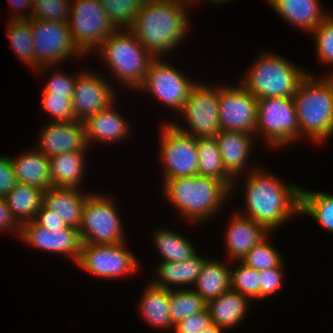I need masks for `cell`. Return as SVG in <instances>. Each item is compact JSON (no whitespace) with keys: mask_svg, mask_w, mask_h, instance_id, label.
Wrapping results in <instances>:
<instances>
[{"mask_svg":"<svg viewBox=\"0 0 333 333\" xmlns=\"http://www.w3.org/2000/svg\"><path fill=\"white\" fill-rule=\"evenodd\" d=\"M245 183L244 201L247 211L238 213L263 225L269 232L290 220L293 215L300 214L301 187L286 184L265 169L253 166Z\"/></svg>","mask_w":333,"mask_h":333,"instance_id":"obj_1","label":"cell"},{"mask_svg":"<svg viewBox=\"0 0 333 333\" xmlns=\"http://www.w3.org/2000/svg\"><path fill=\"white\" fill-rule=\"evenodd\" d=\"M188 4L183 0H146L142 5L130 30L154 58L178 47L188 34Z\"/></svg>","mask_w":333,"mask_h":333,"instance_id":"obj_2","label":"cell"},{"mask_svg":"<svg viewBox=\"0 0 333 333\" xmlns=\"http://www.w3.org/2000/svg\"><path fill=\"white\" fill-rule=\"evenodd\" d=\"M162 184L166 200L193 223L210 219L231 195L223 181L199 175L165 179Z\"/></svg>","mask_w":333,"mask_h":333,"instance_id":"obj_3","label":"cell"},{"mask_svg":"<svg viewBox=\"0 0 333 333\" xmlns=\"http://www.w3.org/2000/svg\"><path fill=\"white\" fill-rule=\"evenodd\" d=\"M323 76L309 72L293 95L299 139L306 136L317 144L333 135V74Z\"/></svg>","mask_w":333,"mask_h":333,"instance_id":"obj_4","label":"cell"},{"mask_svg":"<svg viewBox=\"0 0 333 333\" xmlns=\"http://www.w3.org/2000/svg\"><path fill=\"white\" fill-rule=\"evenodd\" d=\"M259 56L240 83L258 100L293 97L309 71L271 52Z\"/></svg>","mask_w":333,"mask_h":333,"instance_id":"obj_5","label":"cell"},{"mask_svg":"<svg viewBox=\"0 0 333 333\" xmlns=\"http://www.w3.org/2000/svg\"><path fill=\"white\" fill-rule=\"evenodd\" d=\"M112 75L124 86L138 89L155 59L130 29H116L96 49Z\"/></svg>","mask_w":333,"mask_h":333,"instance_id":"obj_6","label":"cell"},{"mask_svg":"<svg viewBox=\"0 0 333 333\" xmlns=\"http://www.w3.org/2000/svg\"><path fill=\"white\" fill-rule=\"evenodd\" d=\"M257 133L263 135V140L276 149L299 140V124L293 97L259 99L255 137L259 136Z\"/></svg>","mask_w":333,"mask_h":333,"instance_id":"obj_7","label":"cell"},{"mask_svg":"<svg viewBox=\"0 0 333 333\" xmlns=\"http://www.w3.org/2000/svg\"><path fill=\"white\" fill-rule=\"evenodd\" d=\"M36 60V71L52 66L71 57H84L72 40L68 23L29 19ZM43 69V70H42Z\"/></svg>","mask_w":333,"mask_h":333,"instance_id":"obj_8","label":"cell"},{"mask_svg":"<svg viewBox=\"0 0 333 333\" xmlns=\"http://www.w3.org/2000/svg\"><path fill=\"white\" fill-rule=\"evenodd\" d=\"M112 200L105 194L88 195L78 229L82 243L117 244L126 241L117 206Z\"/></svg>","mask_w":333,"mask_h":333,"instance_id":"obj_9","label":"cell"},{"mask_svg":"<svg viewBox=\"0 0 333 333\" xmlns=\"http://www.w3.org/2000/svg\"><path fill=\"white\" fill-rule=\"evenodd\" d=\"M181 113L189 128H184L177 120L176 122L170 121L178 130L195 138L216 136L221 130L219 86L205 85V83L197 81L180 110L179 114L181 115Z\"/></svg>","mask_w":333,"mask_h":333,"instance_id":"obj_10","label":"cell"},{"mask_svg":"<svg viewBox=\"0 0 333 333\" xmlns=\"http://www.w3.org/2000/svg\"><path fill=\"white\" fill-rule=\"evenodd\" d=\"M71 3L68 26L72 40L85 55L96 51L115 30L99 0H75ZM89 52V53H88Z\"/></svg>","mask_w":333,"mask_h":333,"instance_id":"obj_11","label":"cell"},{"mask_svg":"<svg viewBox=\"0 0 333 333\" xmlns=\"http://www.w3.org/2000/svg\"><path fill=\"white\" fill-rule=\"evenodd\" d=\"M126 241L117 244L82 243L79 268L92 276L115 279L138 270V259L126 247Z\"/></svg>","mask_w":333,"mask_h":333,"instance_id":"obj_12","label":"cell"},{"mask_svg":"<svg viewBox=\"0 0 333 333\" xmlns=\"http://www.w3.org/2000/svg\"><path fill=\"white\" fill-rule=\"evenodd\" d=\"M160 131L162 180L198 175L196 138L175 128L169 121Z\"/></svg>","mask_w":333,"mask_h":333,"instance_id":"obj_13","label":"cell"},{"mask_svg":"<svg viewBox=\"0 0 333 333\" xmlns=\"http://www.w3.org/2000/svg\"><path fill=\"white\" fill-rule=\"evenodd\" d=\"M196 83L162 58H155L149 66L144 82L137 91L151 92L165 105L178 110V113Z\"/></svg>","mask_w":333,"mask_h":333,"instance_id":"obj_14","label":"cell"},{"mask_svg":"<svg viewBox=\"0 0 333 333\" xmlns=\"http://www.w3.org/2000/svg\"><path fill=\"white\" fill-rule=\"evenodd\" d=\"M257 103L240 82L234 86H219V123L221 130L241 131L255 135Z\"/></svg>","mask_w":333,"mask_h":333,"instance_id":"obj_15","label":"cell"},{"mask_svg":"<svg viewBox=\"0 0 333 333\" xmlns=\"http://www.w3.org/2000/svg\"><path fill=\"white\" fill-rule=\"evenodd\" d=\"M77 75L72 98L76 120L84 121L101 110L115 106L113 102L116 100V93L109 81H105L106 78L83 70Z\"/></svg>","mask_w":333,"mask_h":333,"instance_id":"obj_16","label":"cell"},{"mask_svg":"<svg viewBox=\"0 0 333 333\" xmlns=\"http://www.w3.org/2000/svg\"><path fill=\"white\" fill-rule=\"evenodd\" d=\"M19 238L44 252L67 255L75 263L80 257L82 241L79 230L74 227L51 231L33 220L21 225Z\"/></svg>","mask_w":333,"mask_h":333,"instance_id":"obj_17","label":"cell"},{"mask_svg":"<svg viewBox=\"0 0 333 333\" xmlns=\"http://www.w3.org/2000/svg\"><path fill=\"white\" fill-rule=\"evenodd\" d=\"M37 149L47 157L67 152H87L83 121H49L39 135Z\"/></svg>","mask_w":333,"mask_h":333,"instance_id":"obj_18","label":"cell"},{"mask_svg":"<svg viewBox=\"0 0 333 333\" xmlns=\"http://www.w3.org/2000/svg\"><path fill=\"white\" fill-rule=\"evenodd\" d=\"M270 232L253 219L234 213L226 231L225 247L230 261H241Z\"/></svg>","mask_w":333,"mask_h":333,"instance_id":"obj_19","label":"cell"},{"mask_svg":"<svg viewBox=\"0 0 333 333\" xmlns=\"http://www.w3.org/2000/svg\"><path fill=\"white\" fill-rule=\"evenodd\" d=\"M255 135L241 132L220 130L216 135L223 165L235 180L244 172L248 158L253 150ZM247 164V165H246Z\"/></svg>","mask_w":333,"mask_h":333,"instance_id":"obj_20","label":"cell"},{"mask_svg":"<svg viewBox=\"0 0 333 333\" xmlns=\"http://www.w3.org/2000/svg\"><path fill=\"white\" fill-rule=\"evenodd\" d=\"M83 124L88 147L94 141L118 142L130 134L129 123L125 121L119 112L114 110L113 105L108 109L89 116L83 121Z\"/></svg>","mask_w":333,"mask_h":333,"instance_id":"obj_21","label":"cell"},{"mask_svg":"<svg viewBox=\"0 0 333 333\" xmlns=\"http://www.w3.org/2000/svg\"><path fill=\"white\" fill-rule=\"evenodd\" d=\"M80 188L51 186L43 195V204L57 213L67 226L79 229L83 208L89 194L81 193Z\"/></svg>","mask_w":333,"mask_h":333,"instance_id":"obj_22","label":"cell"},{"mask_svg":"<svg viewBox=\"0 0 333 333\" xmlns=\"http://www.w3.org/2000/svg\"><path fill=\"white\" fill-rule=\"evenodd\" d=\"M281 18L297 28L311 33L330 14L325 13L319 0H266Z\"/></svg>","mask_w":333,"mask_h":333,"instance_id":"obj_23","label":"cell"},{"mask_svg":"<svg viewBox=\"0 0 333 333\" xmlns=\"http://www.w3.org/2000/svg\"><path fill=\"white\" fill-rule=\"evenodd\" d=\"M17 182L46 191L52 186L49 157L37 148L27 150L19 157H11Z\"/></svg>","mask_w":333,"mask_h":333,"instance_id":"obj_24","label":"cell"},{"mask_svg":"<svg viewBox=\"0 0 333 333\" xmlns=\"http://www.w3.org/2000/svg\"><path fill=\"white\" fill-rule=\"evenodd\" d=\"M208 258L197 253L183 262H160L157 269V278L151 283L157 287L171 290L176 287L195 284L196 280ZM157 279V280H156ZM177 285V286H176Z\"/></svg>","mask_w":333,"mask_h":333,"instance_id":"obj_25","label":"cell"},{"mask_svg":"<svg viewBox=\"0 0 333 333\" xmlns=\"http://www.w3.org/2000/svg\"><path fill=\"white\" fill-rule=\"evenodd\" d=\"M250 299L236 291L228 290L207 302L211 322L226 330L239 325L246 316Z\"/></svg>","mask_w":333,"mask_h":333,"instance_id":"obj_26","label":"cell"},{"mask_svg":"<svg viewBox=\"0 0 333 333\" xmlns=\"http://www.w3.org/2000/svg\"><path fill=\"white\" fill-rule=\"evenodd\" d=\"M143 292L138 311L145 322L157 329H174L169 312L170 290L149 282Z\"/></svg>","mask_w":333,"mask_h":333,"instance_id":"obj_27","label":"cell"},{"mask_svg":"<svg viewBox=\"0 0 333 333\" xmlns=\"http://www.w3.org/2000/svg\"><path fill=\"white\" fill-rule=\"evenodd\" d=\"M228 265V262L215 259L205 262L193 290L206 303L231 289V268Z\"/></svg>","mask_w":333,"mask_h":333,"instance_id":"obj_28","label":"cell"},{"mask_svg":"<svg viewBox=\"0 0 333 333\" xmlns=\"http://www.w3.org/2000/svg\"><path fill=\"white\" fill-rule=\"evenodd\" d=\"M85 152H67L49 157L52 186L78 188L85 174Z\"/></svg>","mask_w":333,"mask_h":333,"instance_id":"obj_29","label":"cell"},{"mask_svg":"<svg viewBox=\"0 0 333 333\" xmlns=\"http://www.w3.org/2000/svg\"><path fill=\"white\" fill-rule=\"evenodd\" d=\"M44 191L38 187L18 183L5 197V201L16 222L21 226L35 220L43 204Z\"/></svg>","mask_w":333,"mask_h":333,"instance_id":"obj_30","label":"cell"},{"mask_svg":"<svg viewBox=\"0 0 333 333\" xmlns=\"http://www.w3.org/2000/svg\"><path fill=\"white\" fill-rule=\"evenodd\" d=\"M198 151V175L223 181L232 191L234 178L226 171L216 136L196 138Z\"/></svg>","mask_w":333,"mask_h":333,"instance_id":"obj_31","label":"cell"},{"mask_svg":"<svg viewBox=\"0 0 333 333\" xmlns=\"http://www.w3.org/2000/svg\"><path fill=\"white\" fill-rule=\"evenodd\" d=\"M152 234L161 262H183L197 253L191 241L180 233L161 227Z\"/></svg>","mask_w":333,"mask_h":333,"instance_id":"obj_32","label":"cell"},{"mask_svg":"<svg viewBox=\"0 0 333 333\" xmlns=\"http://www.w3.org/2000/svg\"><path fill=\"white\" fill-rule=\"evenodd\" d=\"M300 215L313 217L321 227L333 234V194L301 188Z\"/></svg>","mask_w":333,"mask_h":333,"instance_id":"obj_33","label":"cell"},{"mask_svg":"<svg viewBox=\"0 0 333 333\" xmlns=\"http://www.w3.org/2000/svg\"><path fill=\"white\" fill-rule=\"evenodd\" d=\"M169 306L172 325L175 326L183 319L204 311L207 303L193 289L178 287L170 290Z\"/></svg>","mask_w":333,"mask_h":333,"instance_id":"obj_34","label":"cell"},{"mask_svg":"<svg viewBox=\"0 0 333 333\" xmlns=\"http://www.w3.org/2000/svg\"><path fill=\"white\" fill-rule=\"evenodd\" d=\"M8 37L14 53L31 68L36 70L35 52L30 22L27 19H10L7 22Z\"/></svg>","mask_w":333,"mask_h":333,"instance_id":"obj_35","label":"cell"},{"mask_svg":"<svg viewBox=\"0 0 333 333\" xmlns=\"http://www.w3.org/2000/svg\"><path fill=\"white\" fill-rule=\"evenodd\" d=\"M146 0H99L116 29H130Z\"/></svg>","mask_w":333,"mask_h":333,"instance_id":"obj_36","label":"cell"},{"mask_svg":"<svg viewBox=\"0 0 333 333\" xmlns=\"http://www.w3.org/2000/svg\"><path fill=\"white\" fill-rule=\"evenodd\" d=\"M235 270L231 269V290L236 291L250 300H260V271L248 267L242 261ZM252 298V299H251Z\"/></svg>","mask_w":333,"mask_h":333,"instance_id":"obj_37","label":"cell"},{"mask_svg":"<svg viewBox=\"0 0 333 333\" xmlns=\"http://www.w3.org/2000/svg\"><path fill=\"white\" fill-rule=\"evenodd\" d=\"M280 255L279 251L269 243L267 235L241 261L257 271H264L278 267L282 263Z\"/></svg>","mask_w":333,"mask_h":333,"instance_id":"obj_38","label":"cell"},{"mask_svg":"<svg viewBox=\"0 0 333 333\" xmlns=\"http://www.w3.org/2000/svg\"><path fill=\"white\" fill-rule=\"evenodd\" d=\"M70 2V0H34L32 18L68 23Z\"/></svg>","mask_w":333,"mask_h":333,"instance_id":"obj_39","label":"cell"},{"mask_svg":"<svg viewBox=\"0 0 333 333\" xmlns=\"http://www.w3.org/2000/svg\"><path fill=\"white\" fill-rule=\"evenodd\" d=\"M315 37L318 59L327 65H333V15H329L310 35Z\"/></svg>","mask_w":333,"mask_h":333,"instance_id":"obj_40","label":"cell"},{"mask_svg":"<svg viewBox=\"0 0 333 333\" xmlns=\"http://www.w3.org/2000/svg\"><path fill=\"white\" fill-rule=\"evenodd\" d=\"M42 110L52 117L50 121L63 122L76 120L72 98L59 94H43Z\"/></svg>","mask_w":333,"mask_h":333,"instance_id":"obj_41","label":"cell"},{"mask_svg":"<svg viewBox=\"0 0 333 333\" xmlns=\"http://www.w3.org/2000/svg\"><path fill=\"white\" fill-rule=\"evenodd\" d=\"M283 262L274 268L260 271V299L273 296L281 290L284 280Z\"/></svg>","mask_w":333,"mask_h":333,"instance_id":"obj_42","label":"cell"},{"mask_svg":"<svg viewBox=\"0 0 333 333\" xmlns=\"http://www.w3.org/2000/svg\"><path fill=\"white\" fill-rule=\"evenodd\" d=\"M77 77L57 70L44 86L43 94H59L73 98Z\"/></svg>","mask_w":333,"mask_h":333,"instance_id":"obj_43","label":"cell"},{"mask_svg":"<svg viewBox=\"0 0 333 333\" xmlns=\"http://www.w3.org/2000/svg\"><path fill=\"white\" fill-rule=\"evenodd\" d=\"M212 325L210 314L206 308L204 311L193 314L174 326L176 333H202Z\"/></svg>","mask_w":333,"mask_h":333,"instance_id":"obj_44","label":"cell"},{"mask_svg":"<svg viewBox=\"0 0 333 333\" xmlns=\"http://www.w3.org/2000/svg\"><path fill=\"white\" fill-rule=\"evenodd\" d=\"M18 184L11 157L0 155V197H5Z\"/></svg>","mask_w":333,"mask_h":333,"instance_id":"obj_45","label":"cell"},{"mask_svg":"<svg viewBox=\"0 0 333 333\" xmlns=\"http://www.w3.org/2000/svg\"><path fill=\"white\" fill-rule=\"evenodd\" d=\"M38 225L51 231L65 229L68 226L64 220L52 210H49L44 204L37 211L35 220Z\"/></svg>","mask_w":333,"mask_h":333,"instance_id":"obj_46","label":"cell"},{"mask_svg":"<svg viewBox=\"0 0 333 333\" xmlns=\"http://www.w3.org/2000/svg\"><path fill=\"white\" fill-rule=\"evenodd\" d=\"M20 225L13 218L10 209L3 197H0V233L13 232L20 235Z\"/></svg>","mask_w":333,"mask_h":333,"instance_id":"obj_47","label":"cell"},{"mask_svg":"<svg viewBox=\"0 0 333 333\" xmlns=\"http://www.w3.org/2000/svg\"><path fill=\"white\" fill-rule=\"evenodd\" d=\"M9 1H10V4L12 5L11 7L15 10V13H13L14 15L12 16L11 19H14V20H18V19H24L25 20V19H27V20H29V19L32 18L34 0H9ZM25 8L27 10H30L29 12H27V15L25 14L26 12H22V10H21V9L24 10Z\"/></svg>","mask_w":333,"mask_h":333,"instance_id":"obj_48","label":"cell"},{"mask_svg":"<svg viewBox=\"0 0 333 333\" xmlns=\"http://www.w3.org/2000/svg\"><path fill=\"white\" fill-rule=\"evenodd\" d=\"M222 330H224L221 327H218L217 325L212 324L209 328L204 330L202 333H222Z\"/></svg>","mask_w":333,"mask_h":333,"instance_id":"obj_49","label":"cell"},{"mask_svg":"<svg viewBox=\"0 0 333 333\" xmlns=\"http://www.w3.org/2000/svg\"><path fill=\"white\" fill-rule=\"evenodd\" d=\"M206 1L212 2V4H214V3L215 4H224V3H228L230 0H206ZM191 2H194V0H190L188 3H191Z\"/></svg>","mask_w":333,"mask_h":333,"instance_id":"obj_50","label":"cell"}]
</instances>
